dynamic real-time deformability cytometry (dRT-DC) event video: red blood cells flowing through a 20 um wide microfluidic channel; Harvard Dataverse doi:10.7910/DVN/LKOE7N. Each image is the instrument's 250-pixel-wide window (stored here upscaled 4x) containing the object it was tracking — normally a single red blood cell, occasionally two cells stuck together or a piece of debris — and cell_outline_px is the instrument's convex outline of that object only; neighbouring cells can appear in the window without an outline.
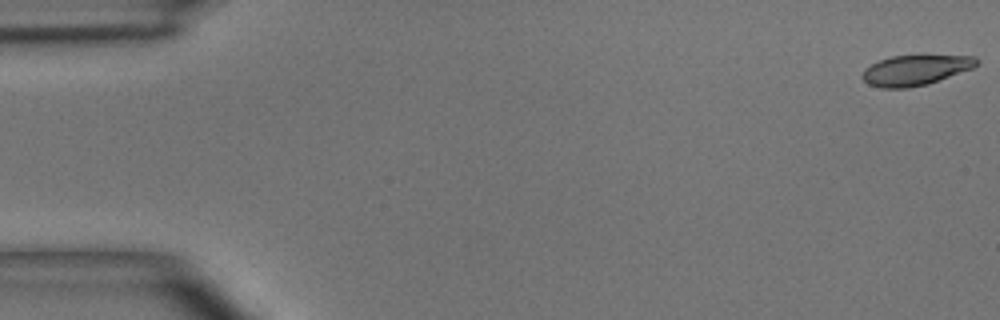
{"species": "common noctule bat (a hibernating species)", "species_latin": "Nyctalus noctula", "temperature_condition": "room temperature", "stored_images_in_passage": 9, "camera_frame_rate_fps": 3000, "um_per_image_px": 0.085, "animal": {"sex": "male", "body_mass_g": 15.6}, "frame": {"image": 1, "passage_image": 1, "time_ms": 0.0, "image_size_px": [1000, 320], "cell_outline_px": [[980, 64], [972, 68], [928, 84], [908, 88], [880, 88], [868, 84], [860, 76], [864, 68], [880, 60], [892, 56], [924, 52], [976, 56], [980, 60]], "centroid_in_image_um": [77.87, 5.89], "position_along_channel_um": 7.1, "area_um2": 21.33}}